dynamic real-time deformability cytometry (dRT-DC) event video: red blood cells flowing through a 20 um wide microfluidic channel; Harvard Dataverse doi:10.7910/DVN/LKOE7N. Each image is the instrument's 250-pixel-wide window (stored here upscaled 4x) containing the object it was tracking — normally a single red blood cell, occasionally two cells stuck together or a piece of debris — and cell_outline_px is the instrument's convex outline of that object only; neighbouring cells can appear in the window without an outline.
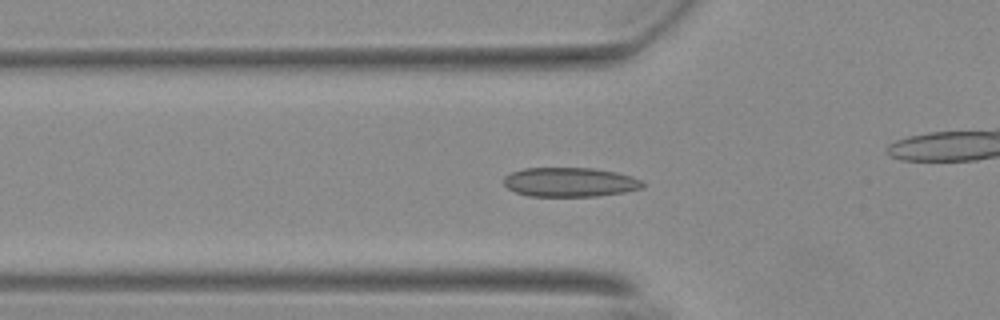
{"species": "Egyptian fruit bat (a non-hibernating species)", "species_latin": "Rousettus aegyptiacus", "temperature_condition": "warm", "stored_images_in_passage": 56, "camera_frame_rate_fps": 3000, "um_per_image_px": 0.085, "animal": {"sex": "female"}, "frame": {"image": 1, "passage_image": 19, "time_ms": 6.0, "image_size_px": [1000, 320], "cell_outline_px": [[644, 184], [640, 188], [624, 192], [596, 196], [528, 196], [516, 192], [508, 188], [504, 184], [504, 176], [512, 172], [524, 168], [592, 168], [616, 172], [632, 176], [640, 180]], "centroid_in_image_um": [48.42, 15.48], "position_along_channel_um": 77.4, "area_um2": 23.58}}
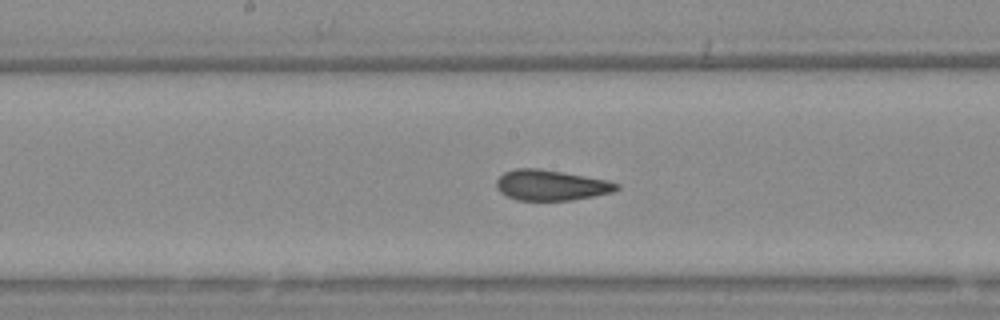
{"frame": {"image": 2, "passage_image": 29, "time_ms": 9.333, "image_size_px": [1000, 320], "cell_outline_px": [[620, 188], [612, 192], [572, 200], [516, 200], [500, 192], [496, 188], [496, 180], [504, 172], [516, 168], [536, 168], [608, 180], [620, 184]], "centroid_in_image_um": [46.82, 15.74], "position_along_channel_um": 201.4, "area_um2": 21.21}}
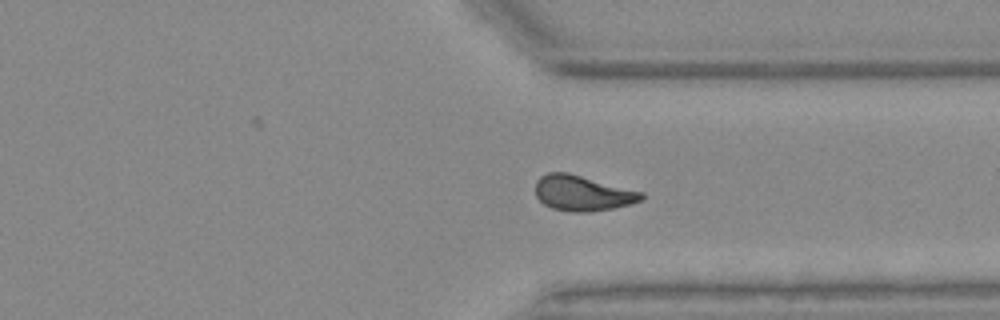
{"frame": {"image": 3, "passage_image": 42, "time_ms": 13.667, "image_size_px": [1000, 320], "cell_outline_px": [[644, 200], [612, 208], [588, 212], [572, 212], [552, 208], [544, 204], [536, 196], [536, 180], [540, 176], [548, 172], [568, 172], [644, 192]], "centroid_in_image_um": [49.51, 16.41], "position_along_channel_um": 361.9, "area_um2": 21.91}, "authors_computed_cell_mechanics": {"area_um2": 21.9062, "velocity_mm_per_s": 3.7041, "shape_relaxation_time_tau1_ms": 7.0843, "shape_relaxation_time_tau2_ms": 1.3905, "deformation_change_tau1": 0.1586, "deformation_change_tau2": 0.0759}}